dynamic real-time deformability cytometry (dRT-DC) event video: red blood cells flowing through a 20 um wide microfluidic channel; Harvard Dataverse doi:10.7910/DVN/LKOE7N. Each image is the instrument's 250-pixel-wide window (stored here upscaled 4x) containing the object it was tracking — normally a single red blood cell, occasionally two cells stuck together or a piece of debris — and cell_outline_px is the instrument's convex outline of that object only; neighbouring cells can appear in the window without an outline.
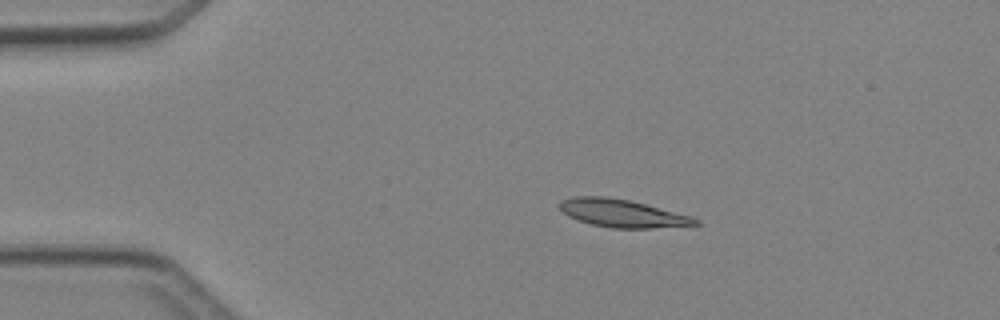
{"species": "Egyptian fruit bat (a non-hibernating species)", "species_latin": "Rousettus aegyptiacus", "temperature_condition": "cold", "stored_images_in_passage": 3, "camera_frame_rate_fps": 3000, "um_per_image_px": 0.085, "animal": {"sex": "female"}, "frame": {"image": 1, "passage_image": 1, "time_ms": 0.0, "image_size_px": [1000, 320], "cell_outline_px": [[700, 224], [652, 228], [612, 228], [592, 224], [568, 216], [560, 208], [560, 200], [576, 196], [604, 196], [628, 200], [692, 216], [700, 220]], "centroid_in_image_um": [52.9, 18.13], "position_along_channel_um": 32.1, "area_um2": 21.68}}
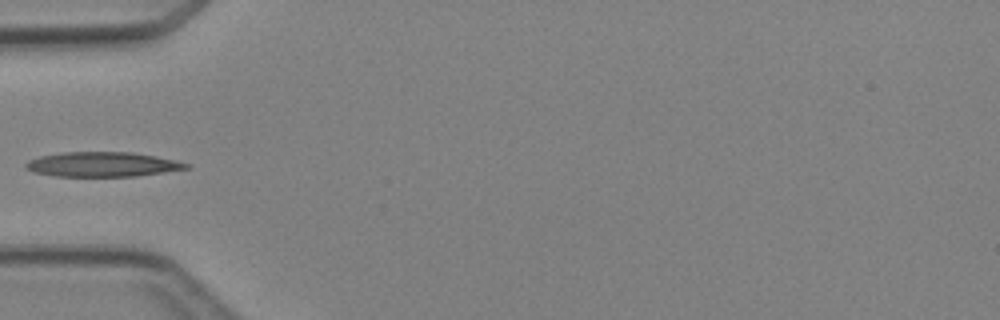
{"frame": {"image": 2, "passage_image": 3, "time_ms": 2.333, "image_size_px": [1000, 320], "cell_outline_px": [[188, 168], [136, 176], [56, 176], [32, 172], [24, 168], [24, 164], [28, 160], [40, 156], [64, 152], [132, 152], [156, 156], [176, 160], [188, 164]], "centroid_in_image_um": [8.64, 13.97], "position_along_channel_um": 76.4, "area_um2": 23.0}}